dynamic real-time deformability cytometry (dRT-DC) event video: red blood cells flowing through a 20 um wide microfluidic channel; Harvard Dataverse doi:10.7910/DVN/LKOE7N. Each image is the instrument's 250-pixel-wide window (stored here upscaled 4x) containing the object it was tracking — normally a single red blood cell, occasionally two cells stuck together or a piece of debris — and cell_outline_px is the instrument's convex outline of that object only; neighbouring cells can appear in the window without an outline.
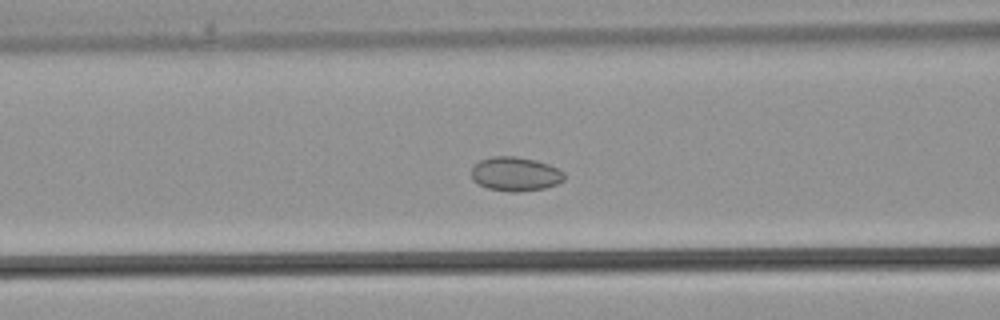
{"species": "common noctule bat (a hibernating species)", "species_latin": "Nyctalus noctula", "temperature_condition": "warm", "stored_images_in_passage": 38, "camera_frame_rate_fps": 3000, "um_per_image_px": 0.085, "animal": {"sex": "male", "body_mass_g": 21.5, "forearm_length_mm": 52.0}, "frame": {"image": 1, "passage_image": 15, "time_ms": 4.667, "image_size_px": [1000, 320], "cell_outline_px": [[564, 180], [556, 184], [544, 188], [516, 192], [508, 192], [488, 188], [472, 180], [472, 168], [480, 160], [492, 156], [516, 156], [536, 160], [548, 164], [564, 172]], "centroid_in_image_um": [43.8, 14.78], "position_along_channel_um": 122.8, "area_um2": 18.38}}
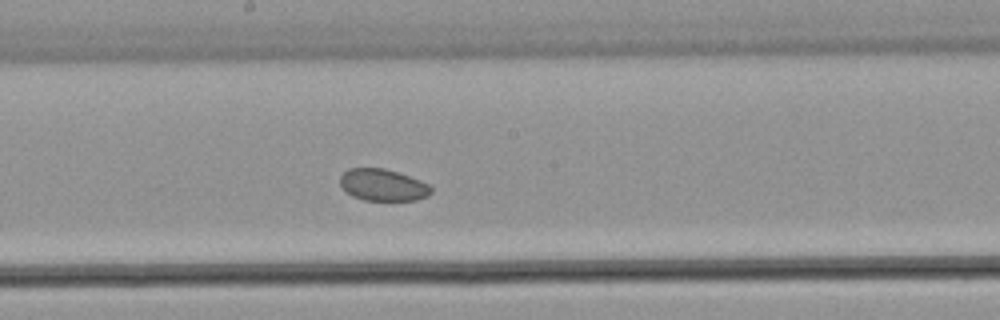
{"frame": {"image": 2, "passage_image": 20, "time_ms": 6.333, "image_size_px": [1000, 320], "cell_outline_px": [[432, 192], [428, 196], [416, 200], [364, 200], [352, 196], [344, 192], [340, 184], [340, 176], [348, 168], [384, 168], [420, 180], [428, 184], [432, 188]], "centroid_in_image_um": [32.52, 15.73], "position_along_channel_um": 215.7, "area_um2": 16.94}}
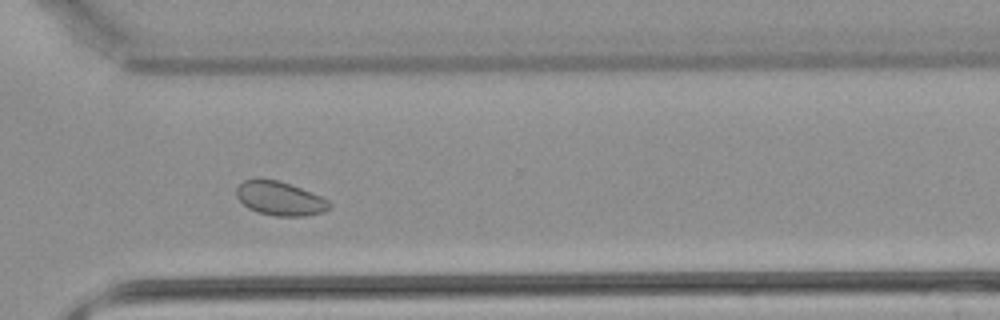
{"frame": {"image": 3, "passage_image": 27, "time_ms": 8.667, "image_size_px": [1000, 320], "cell_outline_px": [[332, 204], [324, 212], [304, 216], [276, 216], [260, 212], [248, 208], [236, 196], [236, 188], [244, 180], [280, 180], [320, 196], [328, 200]], "centroid_in_image_um": [23.81, 16.88], "position_along_channel_um": 346.8, "area_um2": 18.03}}